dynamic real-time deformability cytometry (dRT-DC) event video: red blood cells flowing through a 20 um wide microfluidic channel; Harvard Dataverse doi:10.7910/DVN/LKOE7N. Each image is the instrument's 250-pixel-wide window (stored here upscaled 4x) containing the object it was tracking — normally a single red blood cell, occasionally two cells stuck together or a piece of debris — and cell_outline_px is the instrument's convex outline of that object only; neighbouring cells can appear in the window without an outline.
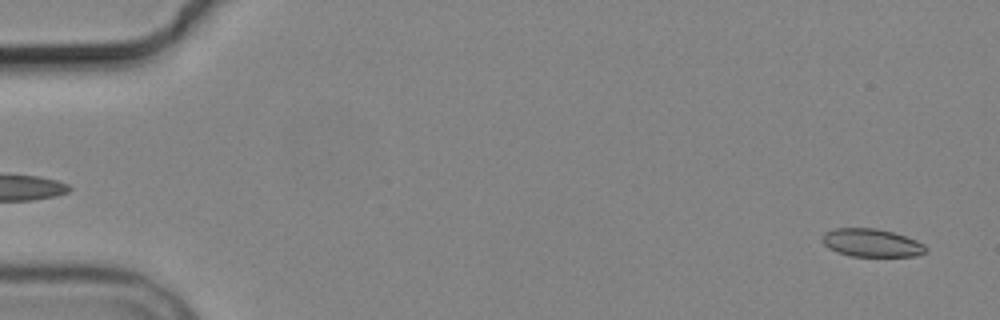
{"species": "common noctule bat (a hibernating species)", "species_latin": "Nyctalus noctula", "temperature_condition": "cold", "stored_images_in_passage": 3, "segment_of_instrument_passage": [2, 2], "camera_frame_rate_fps": 3000, "um_per_image_px": 0.085, "animal": {"sex": "male", "body_mass_g": 19.2, "forearm_length_mm": 51.8}, "frame": {"image": 1, "passage_image": 3, "time_ms": 3.0, "image_size_px": [1000, 320], "cell_outline_px": [[928, 252], [916, 256], [852, 256], [836, 252], [828, 248], [820, 240], [820, 236], [824, 232], [836, 228], [876, 228], [892, 232], [916, 240], [924, 244], [928, 248]], "centroid_in_image_um": [74.06, 20.64], "position_along_channel_um": 10.9, "area_um2": 17.11}}